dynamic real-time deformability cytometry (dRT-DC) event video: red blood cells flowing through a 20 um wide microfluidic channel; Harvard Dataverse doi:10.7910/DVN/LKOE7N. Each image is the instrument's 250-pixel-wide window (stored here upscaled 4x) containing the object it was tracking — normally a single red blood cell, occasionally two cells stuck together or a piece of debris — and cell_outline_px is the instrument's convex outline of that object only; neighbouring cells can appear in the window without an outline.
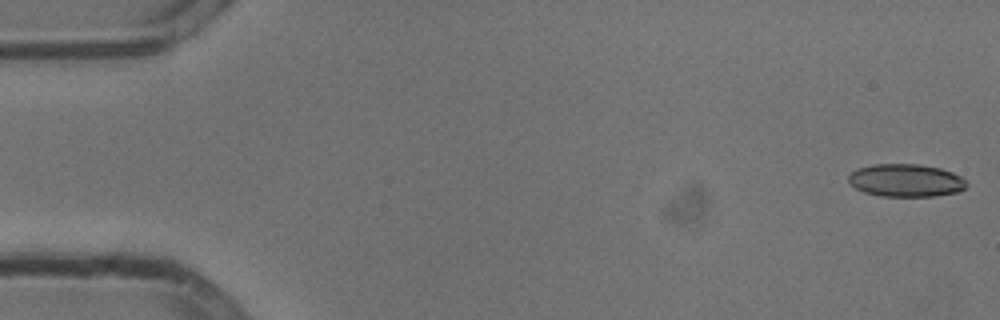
{"species": "common noctule bat (a hibernating species)", "species_latin": "Nyctalus noctula", "temperature_condition": "cold", "stored_images_in_passage": 54, "camera_frame_rate_fps": 3000, "um_per_image_px": 0.085, "animal": {"sex": "male", "body_mass_g": 13.3}, "frame": {"image": 1, "passage_image": 1, "time_ms": 0.0, "image_size_px": [1000, 320], "cell_outline_px": [[968, 184], [964, 188], [956, 192], [936, 196], [880, 196], [864, 192], [856, 188], [848, 180], [848, 176], [856, 168], [872, 164], [920, 164], [940, 168], [952, 172], [960, 176]], "centroid_in_image_um": [76.98, 15.33], "position_along_channel_um": 8.0, "area_um2": 22.54}}
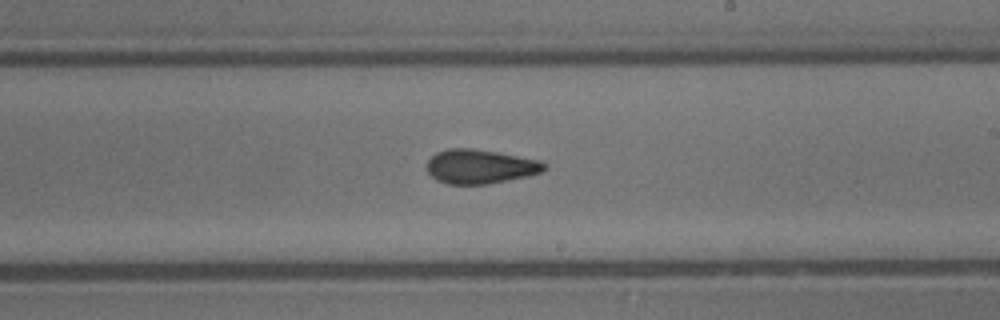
{"frame": {"image": 2, "passage_image": 31, "time_ms": 10.0, "image_size_px": [1000, 320], "cell_outline_px": [[548, 168], [544, 172], [528, 176], [488, 184], [448, 184], [436, 180], [428, 172], [428, 160], [436, 152], [448, 148], [472, 148], [496, 152], [540, 160], [548, 164]], "centroid_in_image_um": [40.86, 14.15], "position_along_channel_um": 248.1, "area_um2": 23.52}}
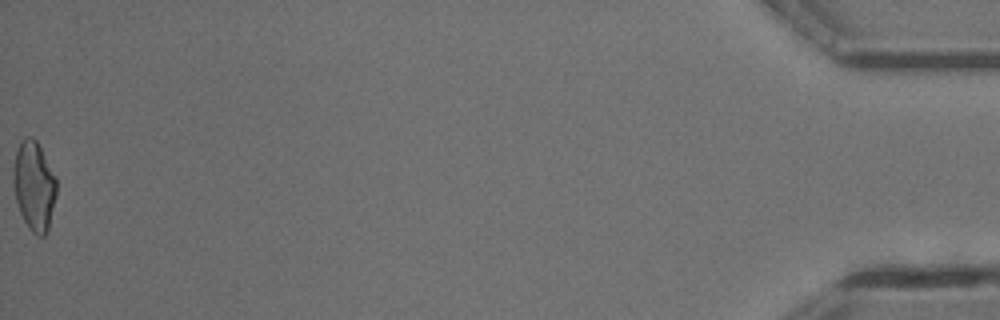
{"frame": {"image": 3, "passage_image": 54, "time_ms": 17.667, "image_size_px": [1000, 320], "cell_outline_px": [[56, 196], [48, 232], [44, 236], [36, 236], [28, 228], [20, 212], [16, 200], [12, 180], [16, 152], [24, 136], [32, 136], [36, 140], [56, 176]], "centroid_in_image_um": [2.91, 15.83], "position_along_channel_um": 432.3, "area_um2": 22.54}, "authors_computed_cell_mechanics": {"area_um2": 23.0044, "velocity_mm_per_s": 3.8016, "shape_relaxation_time_tau1_ms": 6.3422, "shape_relaxation_time_tau2_ms": 2.4699, "deformation_change_tau1": 0.1602, "deformation_change_tau2": 0.1008}}